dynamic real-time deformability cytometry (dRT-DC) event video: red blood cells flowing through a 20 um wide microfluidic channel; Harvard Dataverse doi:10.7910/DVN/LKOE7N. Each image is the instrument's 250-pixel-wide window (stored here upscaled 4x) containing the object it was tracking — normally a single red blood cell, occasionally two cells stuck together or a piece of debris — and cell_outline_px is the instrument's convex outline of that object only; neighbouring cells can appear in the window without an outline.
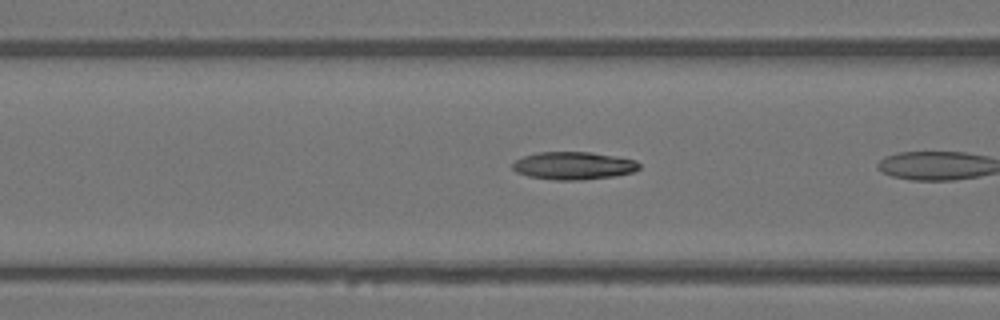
{"species": "Egyptian fruit bat (a non-hibernating species)", "species_latin": "Rousettus aegyptiacus", "temperature_condition": "warm", "stored_images_in_passage": 6, "camera_frame_rate_fps": 3000, "um_per_image_px": 0.085, "animal": {"sex": "female"}, "frame": {"image": 1, "passage_image": 5, "time_ms": 1.333, "image_size_px": [1000, 320], "cell_outline_px": [[640, 168], [632, 172], [616, 176], [580, 180], [556, 180], [528, 176], [516, 172], [512, 168], [512, 164], [516, 160], [524, 156], [540, 152], [592, 152], [636, 160], [640, 164]], "centroid_in_image_um": [48.76, 14.08], "position_along_channel_um": 117.8, "area_um2": 20.46}}